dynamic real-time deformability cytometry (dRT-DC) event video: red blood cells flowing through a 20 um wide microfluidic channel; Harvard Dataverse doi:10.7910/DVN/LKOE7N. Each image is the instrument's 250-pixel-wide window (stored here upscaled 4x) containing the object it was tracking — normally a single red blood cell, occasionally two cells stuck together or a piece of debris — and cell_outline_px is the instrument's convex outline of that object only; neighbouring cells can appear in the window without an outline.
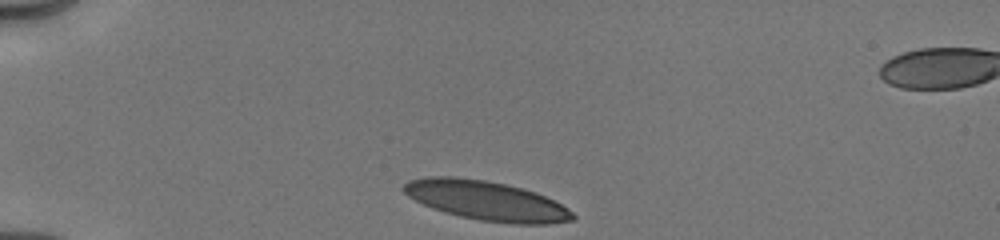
{"species": "human", "species_latin": "Homo sapiens", "temperature_condition": "cold", "stored_images_in_passage": 23, "camera_frame_rate_fps": 3000, "um_per_image_px": 0.085, "donor": {"sex": "male"}, "frame": {"image": 1, "passage_image": 1, "time_ms": 0.0, "image_size_px": [1000, 240], "cell_outline_px": [[576, 216], [572, 220], [548, 224], [516, 224], [480, 220], [460, 216], [444, 212], [432, 208], [408, 196], [404, 192], [404, 184], [408, 180], [428, 176], [452, 176], [484, 180], [504, 184], [536, 192], [568, 208]], "centroid_in_image_um": [41.33, 17.05], "position_along_channel_um": 43.7, "area_um2": 38.49}}
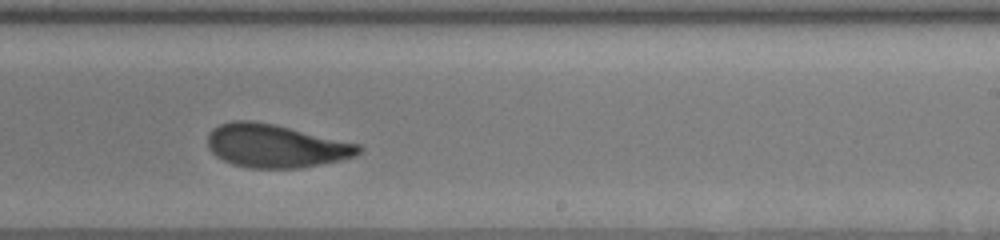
{"frame": {"image": 2, "passage_image": 15, "time_ms": 6.667, "image_size_px": [1000, 240], "cell_outline_px": [[364, 148], [356, 156], [340, 160], [300, 168], [248, 168], [232, 164], [216, 156], [208, 148], [208, 136], [212, 128], [220, 124], [232, 120], [252, 120], [272, 124], [360, 144]], "centroid_in_image_um": [23.42, 12.4], "position_along_channel_um": 265.6, "area_um2": 37.97}}
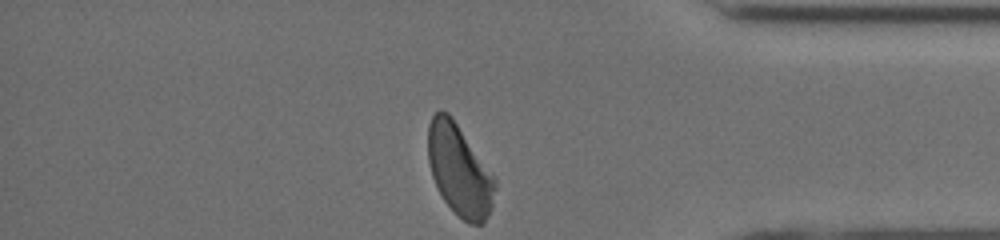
{"frame": {"image": 3, "passage_image": 23, "time_ms": 10.333, "image_size_px": [1000, 240], "cell_outline_px": [[496, 188], [492, 208], [484, 224], [468, 224], [444, 200], [432, 176], [428, 160], [428, 124], [432, 116], [440, 108], [448, 112], [452, 116], [496, 176]], "centroid_in_image_um": [39.08, 14.43], "position_along_channel_um": 396.1, "area_um2": 36.01}, "authors_computed_cell_mechanics": {"area_um2": 38.0902, "velocity_mm_per_s": 3.9948, "shape_relaxation_time_tau1_ms": 3.5267, "shape_relaxation_time_tau2_ms": 0.89, "deformation_change_tau1": 0.1266, "deformation_change_tau2": 0.0559}}